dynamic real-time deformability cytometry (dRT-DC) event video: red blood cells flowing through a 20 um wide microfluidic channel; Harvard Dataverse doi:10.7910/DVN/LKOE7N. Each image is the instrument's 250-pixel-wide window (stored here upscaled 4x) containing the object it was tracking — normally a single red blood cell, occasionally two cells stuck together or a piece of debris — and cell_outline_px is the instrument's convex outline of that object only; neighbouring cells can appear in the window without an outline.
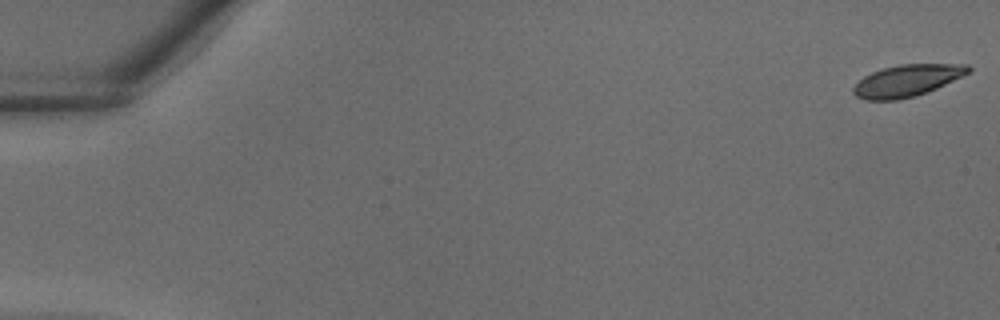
{"species": "common noctule bat (a hibernating species)", "species_latin": "Nyctalus noctula", "temperature_condition": "warm", "stored_images_in_passage": 13, "camera_frame_rate_fps": 3000, "um_per_image_px": 0.085, "animal": {"sex": "male", "body_mass_g": 18.8}, "frame": {"image": 1, "passage_image": 1, "time_ms": 0.0, "image_size_px": [1000, 320], "cell_outline_px": [[972, 68], [968, 72], [936, 88], [916, 96], [896, 100], [864, 100], [856, 96], [852, 92], [852, 88], [864, 76], [872, 72], [884, 68], [900, 64], [968, 64]], "centroid_in_image_um": [77.05, 6.85], "position_along_channel_um": 7.9, "area_um2": 21.04}}
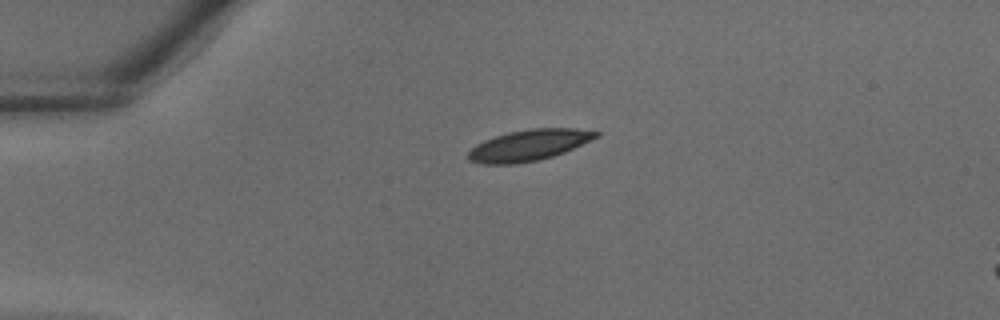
{"frame": {"image": 2, "passage_image": 10, "time_ms": 3.0, "image_size_px": [1000, 320], "cell_outline_px": [[600, 136], [564, 152], [540, 160], [516, 164], [480, 164], [468, 160], [468, 152], [476, 144], [484, 140], [508, 132], [532, 128], [576, 128], [600, 132]], "centroid_in_image_um": [44.95, 12.34], "position_along_channel_um": 40.1, "area_um2": 23.18}}